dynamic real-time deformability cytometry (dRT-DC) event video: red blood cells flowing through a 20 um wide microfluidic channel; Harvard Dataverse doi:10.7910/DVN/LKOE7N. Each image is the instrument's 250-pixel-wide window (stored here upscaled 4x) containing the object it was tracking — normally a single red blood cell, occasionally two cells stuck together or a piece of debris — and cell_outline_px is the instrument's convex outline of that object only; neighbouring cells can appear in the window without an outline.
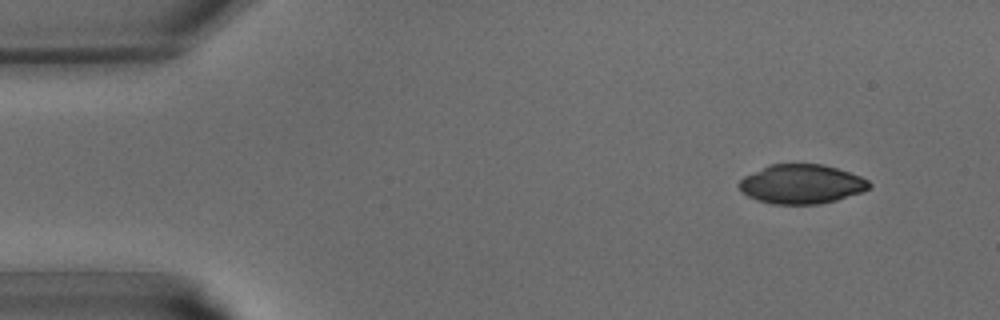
{"species": "common noctule bat (a hibernating species)", "species_latin": "Nyctalus noctula", "temperature_condition": "warm", "stored_images_in_passage": 38, "camera_frame_rate_fps": 3000, "um_per_image_px": 0.085, "animal": {"sex": "male", "body_mass_g": 15.6}, "frame": {"image": 1, "passage_image": 1, "time_ms": 0.0, "image_size_px": [1000, 320], "cell_outline_px": [[872, 188], [864, 192], [836, 200], [820, 204], [772, 204], [756, 200], [740, 192], [736, 184], [744, 176], [772, 164], [820, 164], [836, 168], [860, 176], [868, 180], [872, 184]], "centroid_in_image_um": [68.13, 15.66], "position_along_channel_um": 16.9, "area_um2": 29.94}}
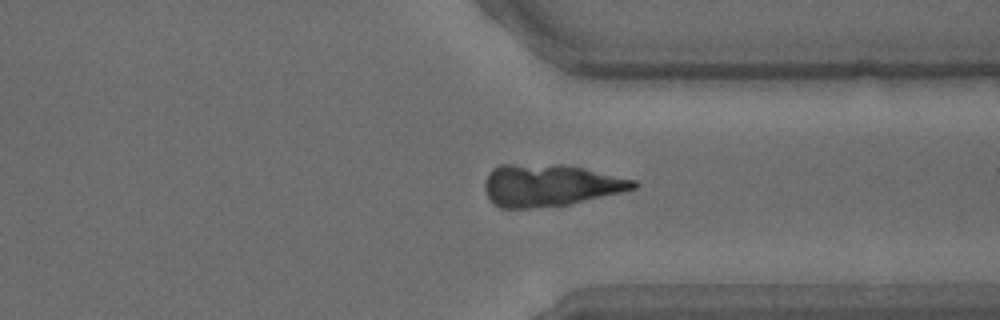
{"frame": {"image": 2, "passage_image": 28, "time_ms": 9.0, "image_size_px": [1000, 320], "cell_outline_px": [[640, 184], [636, 188], [572, 204], [528, 208], [500, 208], [488, 196], [484, 188], [484, 184], [488, 172], [492, 168], [500, 164], [560, 164], [584, 168], [636, 180]], "centroid_in_image_um": [46.75, 15.73], "position_along_channel_um": 364.7, "area_um2": 36.47}}
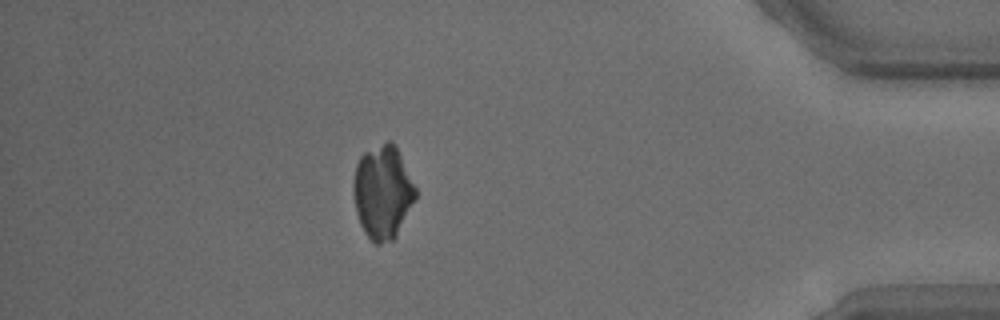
{"frame": {"image": 3, "passage_image": 33, "time_ms": 10.667, "image_size_px": [1000, 320], "cell_outline_px": [[416, 196], [396, 236], [392, 240], [380, 244], [376, 244], [364, 232], [360, 224], [356, 212], [352, 192], [352, 180], [356, 164], [360, 156], [364, 152], [388, 140], [392, 140], [396, 144], [416, 188]], "centroid_in_image_um": [32.5, 16.3], "position_along_channel_um": 402.7, "area_um2": 33.99}}